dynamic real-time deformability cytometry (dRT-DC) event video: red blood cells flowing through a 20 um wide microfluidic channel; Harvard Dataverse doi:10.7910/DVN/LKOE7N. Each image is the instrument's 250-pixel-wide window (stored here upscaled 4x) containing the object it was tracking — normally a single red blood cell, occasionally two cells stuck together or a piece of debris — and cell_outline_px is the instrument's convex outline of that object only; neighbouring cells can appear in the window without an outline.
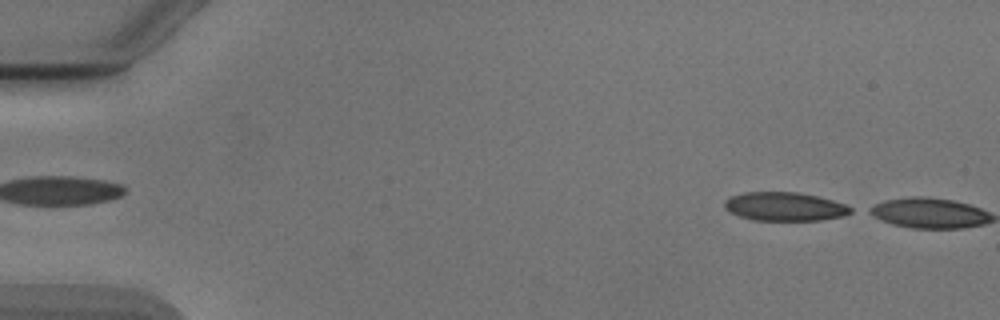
{"species": "Egyptian fruit bat (a non-hibernating species)", "species_latin": "Rousettus aegyptiacus", "temperature_condition": "cold", "stored_images_in_passage": 2, "camera_frame_rate_fps": 3000, "um_per_image_px": 0.085, "animal": {"sex": "male"}, "frame": {"image": 1, "passage_image": 1, "time_ms": 0.0, "image_size_px": [1000, 320], "cell_outline_px": [[852, 212], [844, 216], [820, 220], [752, 220], [740, 216], [724, 208], [724, 200], [732, 196], [744, 192], [800, 192], [832, 200], [844, 204], [852, 208]], "centroid_in_image_um": [66.7, 17.55], "position_along_channel_um": 18.3, "area_um2": 20.98}}